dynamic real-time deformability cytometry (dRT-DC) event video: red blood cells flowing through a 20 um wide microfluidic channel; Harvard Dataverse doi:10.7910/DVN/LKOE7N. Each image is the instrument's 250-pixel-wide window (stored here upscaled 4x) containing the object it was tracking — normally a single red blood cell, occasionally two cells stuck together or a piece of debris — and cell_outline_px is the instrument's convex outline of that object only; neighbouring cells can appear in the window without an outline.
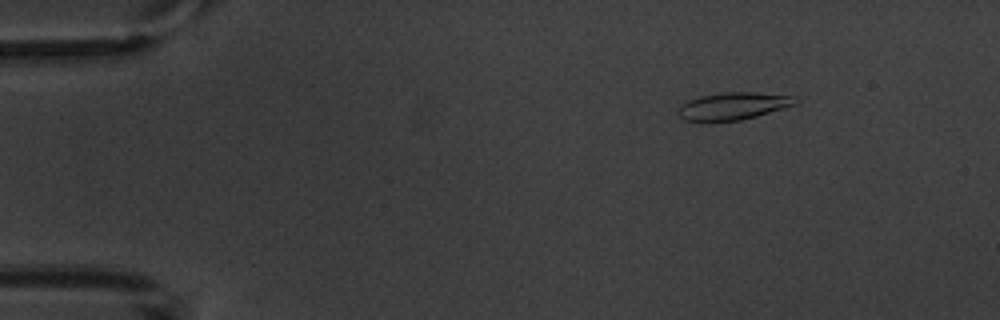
{"species": "common noctule bat (a hibernating species)", "species_latin": "Nyctalus noctula", "temperature_condition": "warm", "stored_images_in_passage": 5, "camera_frame_rate_fps": 3000, "um_per_image_px": 0.085, "animal": {"sex": "male", "body_mass_g": 20.1, "forearm_length_mm": 53.5}, "frame": {"image": 1, "passage_image": 1, "time_ms": 0.0, "image_size_px": [1000, 320], "cell_outline_px": [[800, 100], [796, 104], [784, 108], [756, 116], [740, 120], [684, 120], [676, 112], [676, 108], [680, 104], [688, 100], [700, 96], [724, 92], [756, 92], [796, 96]], "centroid_in_image_um": [62.34, 8.99], "position_along_channel_um": 22.7, "area_um2": 18.67}}